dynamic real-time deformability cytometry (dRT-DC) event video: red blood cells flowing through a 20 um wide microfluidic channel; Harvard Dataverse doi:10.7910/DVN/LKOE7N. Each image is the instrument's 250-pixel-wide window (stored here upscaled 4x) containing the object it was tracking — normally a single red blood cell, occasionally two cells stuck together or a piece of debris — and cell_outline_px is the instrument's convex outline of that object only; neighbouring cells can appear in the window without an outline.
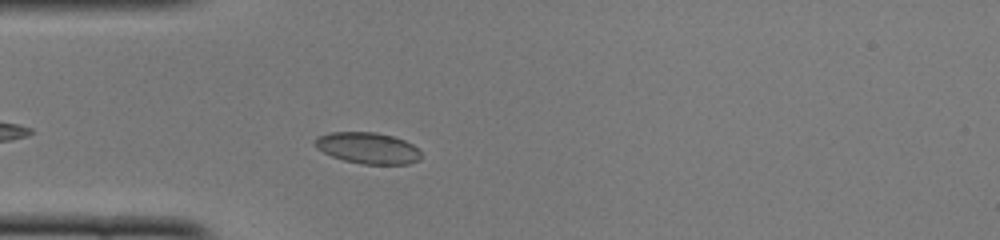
{"species": "common noctule bat (a hibernating species)", "species_latin": "Nyctalus noctula", "temperature_condition": "cold", "stored_images_in_passage": 27, "camera_frame_rate_fps": 3000, "um_per_image_px": 0.085, "animal": {"sex": "female", "body_mass_g": 22.0, "forearm_length_mm": 56.7}, "frame": {"image": 1, "passage_image": 5, "time_ms": 1.333, "image_size_px": [1000, 240], "cell_outline_px": [[420, 160], [408, 164], [360, 164], [344, 160], [332, 156], [316, 148], [312, 144], [320, 136], [332, 132], [376, 132], [392, 136], [404, 140], [412, 144], [420, 152]], "centroid_in_image_um": [31.26, 12.59], "position_along_channel_um": 53.7, "area_um2": 19.25}}
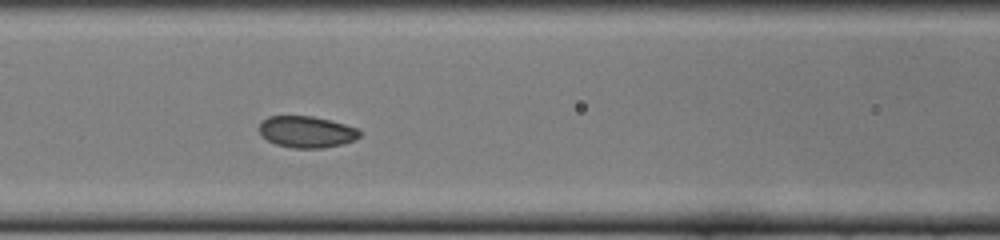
{"frame": {"image": 2, "passage_image": 12, "time_ms": 3.667, "image_size_px": [1000, 240], "cell_outline_px": [[360, 136], [356, 140], [344, 144], [324, 148], [292, 148], [276, 144], [268, 140], [256, 128], [268, 116], [312, 116], [344, 124], [356, 128], [360, 132]], "centroid_in_image_um": [26.06, 11.22], "position_along_channel_um": 140.5, "area_um2": 18.44}}
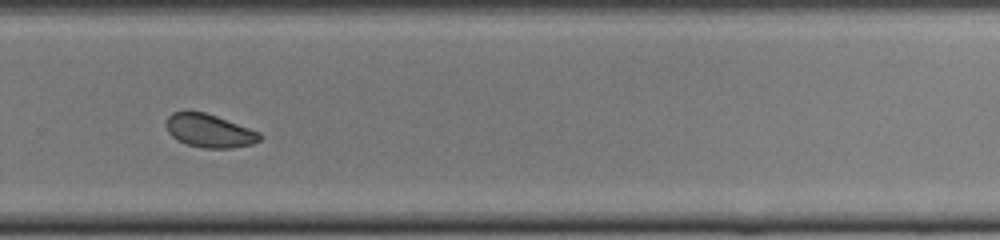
{"frame": {"image": 3, "passage_image": 25, "time_ms": 8.0, "image_size_px": [1000, 240], "cell_outline_px": [[264, 136], [260, 140], [252, 144], [228, 148], [204, 148], [188, 144], [172, 136], [168, 132], [164, 124], [168, 116], [172, 112], [204, 112], [216, 116], [260, 132]], "centroid_in_image_um": [17.8, 11.11], "position_along_channel_um": 312.0, "area_um2": 17.98}}